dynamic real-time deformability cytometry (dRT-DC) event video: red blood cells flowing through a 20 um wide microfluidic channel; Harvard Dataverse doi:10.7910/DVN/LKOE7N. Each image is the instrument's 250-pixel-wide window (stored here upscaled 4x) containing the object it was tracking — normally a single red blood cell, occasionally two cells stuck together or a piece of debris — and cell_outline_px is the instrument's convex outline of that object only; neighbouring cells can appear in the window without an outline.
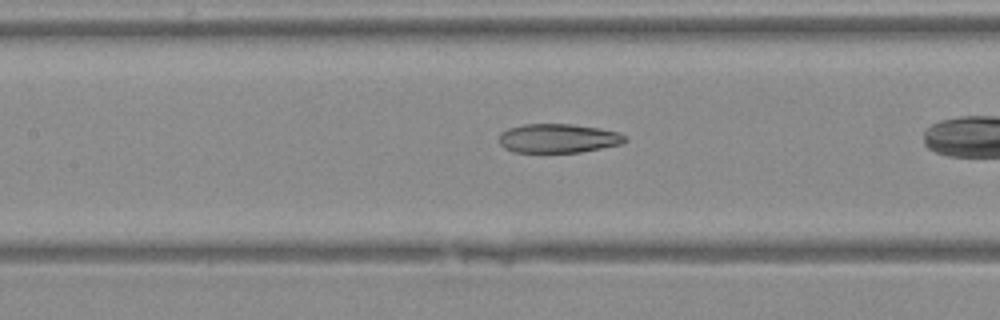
{"species": "Egyptian fruit bat (a non-hibernating species)", "species_latin": "Rousettus aegyptiacus", "temperature_condition": "warm", "stored_images_in_passage": 21, "camera_frame_rate_fps": 3000, "um_per_image_px": 0.085, "animal": {"sex": "female"}, "frame": {"image": 1, "passage_image": 7, "time_ms": 2.0, "image_size_px": [1000, 320], "cell_outline_px": [[628, 140], [624, 144], [580, 152], [512, 152], [504, 148], [500, 144], [500, 132], [508, 128], [524, 124], [572, 124], [600, 128], [616, 132], [624, 136]], "centroid_in_image_um": [47.44, 11.76], "position_along_channel_um": 160.0, "area_um2": 21.39}}
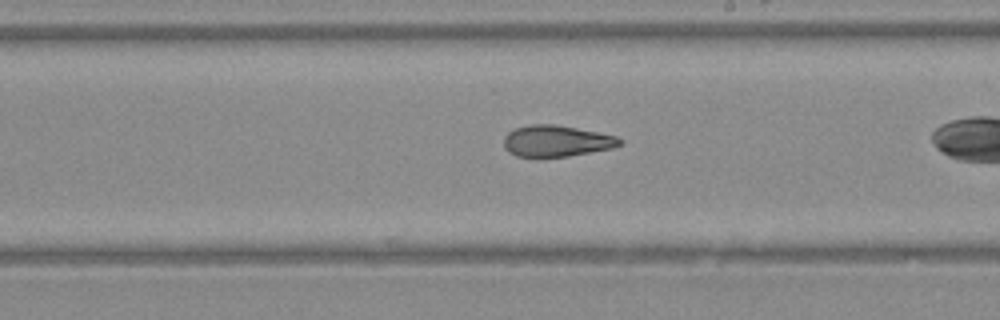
{"frame": {"image": 2, "passage_image": 12, "time_ms": 3.667, "image_size_px": [1000, 320], "cell_outline_px": [[620, 144], [612, 148], [568, 156], [516, 156], [508, 152], [504, 144], [504, 136], [508, 132], [516, 128], [532, 124], [552, 124], [576, 128], [616, 136], [620, 140]], "centroid_in_image_um": [47.26, 11.98], "position_along_channel_um": 241.7, "area_um2": 20.69}}